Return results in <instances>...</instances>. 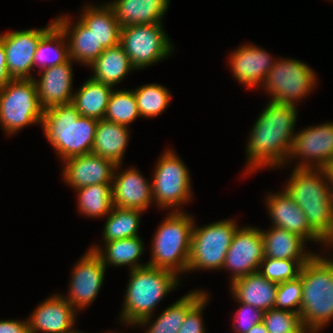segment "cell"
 <instances>
[{"instance_id":"16","label":"cell","mask_w":333,"mask_h":333,"mask_svg":"<svg viewBox=\"0 0 333 333\" xmlns=\"http://www.w3.org/2000/svg\"><path fill=\"white\" fill-rule=\"evenodd\" d=\"M265 197L272 226L295 233L309 242L327 246V242L309 225L306 215L296 202L285 192H268Z\"/></svg>"},{"instance_id":"12","label":"cell","mask_w":333,"mask_h":333,"mask_svg":"<svg viewBox=\"0 0 333 333\" xmlns=\"http://www.w3.org/2000/svg\"><path fill=\"white\" fill-rule=\"evenodd\" d=\"M55 19L45 27L13 30L0 34L6 52L7 71L12 79H33L34 54L40 40L55 26Z\"/></svg>"},{"instance_id":"47","label":"cell","mask_w":333,"mask_h":333,"mask_svg":"<svg viewBox=\"0 0 333 333\" xmlns=\"http://www.w3.org/2000/svg\"><path fill=\"white\" fill-rule=\"evenodd\" d=\"M67 333H86V332H83V331H77L75 329H72L71 331L67 332Z\"/></svg>"},{"instance_id":"29","label":"cell","mask_w":333,"mask_h":333,"mask_svg":"<svg viewBox=\"0 0 333 333\" xmlns=\"http://www.w3.org/2000/svg\"><path fill=\"white\" fill-rule=\"evenodd\" d=\"M103 248L100 245H92L90 250L94 251L101 259L105 267L109 266H129L130 270L147 266L148 264H142L140 256L144 252V243L139 236L124 238L120 240H114L105 242ZM105 247V248H104Z\"/></svg>"},{"instance_id":"25","label":"cell","mask_w":333,"mask_h":333,"mask_svg":"<svg viewBox=\"0 0 333 333\" xmlns=\"http://www.w3.org/2000/svg\"><path fill=\"white\" fill-rule=\"evenodd\" d=\"M78 19L95 34L98 45L104 49L120 44L121 25L108 3L85 5Z\"/></svg>"},{"instance_id":"15","label":"cell","mask_w":333,"mask_h":333,"mask_svg":"<svg viewBox=\"0 0 333 333\" xmlns=\"http://www.w3.org/2000/svg\"><path fill=\"white\" fill-rule=\"evenodd\" d=\"M76 264L72 269L67 295L62 296L78 312L95 301L105 278L106 267L100 257L90 249Z\"/></svg>"},{"instance_id":"11","label":"cell","mask_w":333,"mask_h":333,"mask_svg":"<svg viewBox=\"0 0 333 333\" xmlns=\"http://www.w3.org/2000/svg\"><path fill=\"white\" fill-rule=\"evenodd\" d=\"M171 42L162 23L121 27L120 45L136 70L169 57L175 50Z\"/></svg>"},{"instance_id":"38","label":"cell","mask_w":333,"mask_h":333,"mask_svg":"<svg viewBox=\"0 0 333 333\" xmlns=\"http://www.w3.org/2000/svg\"><path fill=\"white\" fill-rule=\"evenodd\" d=\"M302 291L300 275L295 279L279 283L274 308L300 313Z\"/></svg>"},{"instance_id":"19","label":"cell","mask_w":333,"mask_h":333,"mask_svg":"<svg viewBox=\"0 0 333 333\" xmlns=\"http://www.w3.org/2000/svg\"><path fill=\"white\" fill-rule=\"evenodd\" d=\"M121 164L116 166L112 180L113 206L145 211L153 205L152 182L136 168L118 172Z\"/></svg>"},{"instance_id":"20","label":"cell","mask_w":333,"mask_h":333,"mask_svg":"<svg viewBox=\"0 0 333 333\" xmlns=\"http://www.w3.org/2000/svg\"><path fill=\"white\" fill-rule=\"evenodd\" d=\"M77 311L62 296L42 301L27 318L30 333H67L75 327Z\"/></svg>"},{"instance_id":"41","label":"cell","mask_w":333,"mask_h":333,"mask_svg":"<svg viewBox=\"0 0 333 333\" xmlns=\"http://www.w3.org/2000/svg\"><path fill=\"white\" fill-rule=\"evenodd\" d=\"M209 299L208 292L187 312L178 333H206L203 323V310Z\"/></svg>"},{"instance_id":"10","label":"cell","mask_w":333,"mask_h":333,"mask_svg":"<svg viewBox=\"0 0 333 333\" xmlns=\"http://www.w3.org/2000/svg\"><path fill=\"white\" fill-rule=\"evenodd\" d=\"M317 75L305 62L297 59H276L261 85L271 96L269 101L297 105L317 84Z\"/></svg>"},{"instance_id":"13","label":"cell","mask_w":333,"mask_h":333,"mask_svg":"<svg viewBox=\"0 0 333 333\" xmlns=\"http://www.w3.org/2000/svg\"><path fill=\"white\" fill-rule=\"evenodd\" d=\"M301 158L296 168L322 169L333 160V122L304 128L295 134L288 162Z\"/></svg>"},{"instance_id":"8","label":"cell","mask_w":333,"mask_h":333,"mask_svg":"<svg viewBox=\"0 0 333 333\" xmlns=\"http://www.w3.org/2000/svg\"><path fill=\"white\" fill-rule=\"evenodd\" d=\"M175 153L166 149L156 162L151 181L152 199L158 208L181 211L180 205L189 203L193 192L189 169Z\"/></svg>"},{"instance_id":"34","label":"cell","mask_w":333,"mask_h":333,"mask_svg":"<svg viewBox=\"0 0 333 333\" xmlns=\"http://www.w3.org/2000/svg\"><path fill=\"white\" fill-rule=\"evenodd\" d=\"M66 40L65 34L55 25L38 44L34 54V68L39 66V69L42 70L67 62L69 50Z\"/></svg>"},{"instance_id":"14","label":"cell","mask_w":333,"mask_h":333,"mask_svg":"<svg viewBox=\"0 0 333 333\" xmlns=\"http://www.w3.org/2000/svg\"><path fill=\"white\" fill-rule=\"evenodd\" d=\"M264 258V247L261 229L251 226L238 227L231 245L227 250L222 269L230 270V282L256 273Z\"/></svg>"},{"instance_id":"9","label":"cell","mask_w":333,"mask_h":333,"mask_svg":"<svg viewBox=\"0 0 333 333\" xmlns=\"http://www.w3.org/2000/svg\"><path fill=\"white\" fill-rule=\"evenodd\" d=\"M239 226L233 219H225L196 226L194 223L187 272L221 270L232 237Z\"/></svg>"},{"instance_id":"6","label":"cell","mask_w":333,"mask_h":333,"mask_svg":"<svg viewBox=\"0 0 333 333\" xmlns=\"http://www.w3.org/2000/svg\"><path fill=\"white\" fill-rule=\"evenodd\" d=\"M158 226L147 264L180 276L187 272L194 217L183 211L169 212Z\"/></svg>"},{"instance_id":"23","label":"cell","mask_w":333,"mask_h":333,"mask_svg":"<svg viewBox=\"0 0 333 333\" xmlns=\"http://www.w3.org/2000/svg\"><path fill=\"white\" fill-rule=\"evenodd\" d=\"M231 294L236 302L251 305L264 312L273 309L279 283L256 272L230 282Z\"/></svg>"},{"instance_id":"2","label":"cell","mask_w":333,"mask_h":333,"mask_svg":"<svg viewBox=\"0 0 333 333\" xmlns=\"http://www.w3.org/2000/svg\"><path fill=\"white\" fill-rule=\"evenodd\" d=\"M285 192L306 215L309 225L328 243L333 240V197L323 169L294 168Z\"/></svg>"},{"instance_id":"24","label":"cell","mask_w":333,"mask_h":333,"mask_svg":"<svg viewBox=\"0 0 333 333\" xmlns=\"http://www.w3.org/2000/svg\"><path fill=\"white\" fill-rule=\"evenodd\" d=\"M121 27L162 23L170 0H114L108 3Z\"/></svg>"},{"instance_id":"18","label":"cell","mask_w":333,"mask_h":333,"mask_svg":"<svg viewBox=\"0 0 333 333\" xmlns=\"http://www.w3.org/2000/svg\"><path fill=\"white\" fill-rule=\"evenodd\" d=\"M228 57L235 79L248 89L260 87L276 59L258 45L244 44Z\"/></svg>"},{"instance_id":"37","label":"cell","mask_w":333,"mask_h":333,"mask_svg":"<svg viewBox=\"0 0 333 333\" xmlns=\"http://www.w3.org/2000/svg\"><path fill=\"white\" fill-rule=\"evenodd\" d=\"M307 261L264 257L258 272L270 281L281 283L297 278Z\"/></svg>"},{"instance_id":"39","label":"cell","mask_w":333,"mask_h":333,"mask_svg":"<svg viewBox=\"0 0 333 333\" xmlns=\"http://www.w3.org/2000/svg\"><path fill=\"white\" fill-rule=\"evenodd\" d=\"M262 322L268 333H290L302 324L299 313L275 308L264 312Z\"/></svg>"},{"instance_id":"35","label":"cell","mask_w":333,"mask_h":333,"mask_svg":"<svg viewBox=\"0 0 333 333\" xmlns=\"http://www.w3.org/2000/svg\"><path fill=\"white\" fill-rule=\"evenodd\" d=\"M141 117L154 118L167 109L171 103V92L160 84H143L133 90Z\"/></svg>"},{"instance_id":"5","label":"cell","mask_w":333,"mask_h":333,"mask_svg":"<svg viewBox=\"0 0 333 333\" xmlns=\"http://www.w3.org/2000/svg\"><path fill=\"white\" fill-rule=\"evenodd\" d=\"M328 258L315 253L300 271L301 322L318 333L333 320V259Z\"/></svg>"},{"instance_id":"36","label":"cell","mask_w":333,"mask_h":333,"mask_svg":"<svg viewBox=\"0 0 333 333\" xmlns=\"http://www.w3.org/2000/svg\"><path fill=\"white\" fill-rule=\"evenodd\" d=\"M141 117L133 90H113L108 101L104 119L129 126Z\"/></svg>"},{"instance_id":"32","label":"cell","mask_w":333,"mask_h":333,"mask_svg":"<svg viewBox=\"0 0 333 333\" xmlns=\"http://www.w3.org/2000/svg\"><path fill=\"white\" fill-rule=\"evenodd\" d=\"M143 212L139 209L113 207L105 216L107 219L103 228V241L110 242L139 236L138 230Z\"/></svg>"},{"instance_id":"45","label":"cell","mask_w":333,"mask_h":333,"mask_svg":"<svg viewBox=\"0 0 333 333\" xmlns=\"http://www.w3.org/2000/svg\"><path fill=\"white\" fill-rule=\"evenodd\" d=\"M290 333H318L314 328L302 323L298 328Z\"/></svg>"},{"instance_id":"21","label":"cell","mask_w":333,"mask_h":333,"mask_svg":"<svg viewBox=\"0 0 333 333\" xmlns=\"http://www.w3.org/2000/svg\"><path fill=\"white\" fill-rule=\"evenodd\" d=\"M69 59L64 64L39 70V79L33 78L37 88L38 100L43 110L57 105L72 103L73 63Z\"/></svg>"},{"instance_id":"48","label":"cell","mask_w":333,"mask_h":333,"mask_svg":"<svg viewBox=\"0 0 333 333\" xmlns=\"http://www.w3.org/2000/svg\"><path fill=\"white\" fill-rule=\"evenodd\" d=\"M330 246V248H333V240L332 241H329L328 243H327V248ZM333 258V257H332Z\"/></svg>"},{"instance_id":"22","label":"cell","mask_w":333,"mask_h":333,"mask_svg":"<svg viewBox=\"0 0 333 333\" xmlns=\"http://www.w3.org/2000/svg\"><path fill=\"white\" fill-rule=\"evenodd\" d=\"M70 17L57 16L55 24L68 39L69 59L89 67L105 49L98 45L95 34L88 27L80 20L72 25Z\"/></svg>"},{"instance_id":"40","label":"cell","mask_w":333,"mask_h":333,"mask_svg":"<svg viewBox=\"0 0 333 333\" xmlns=\"http://www.w3.org/2000/svg\"><path fill=\"white\" fill-rule=\"evenodd\" d=\"M241 306L234 314L235 333H247L253 326L263 321L264 311L251 305L238 302Z\"/></svg>"},{"instance_id":"31","label":"cell","mask_w":333,"mask_h":333,"mask_svg":"<svg viewBox=\"0 0 333 333\" xmlns=\"http://www.w3.org/2000/svg\"><path fill=\"white\" fill-rule=\"evenodd\" d=\"M113 87L88 78L73 94L72 104L80 116L104 119Z\"/></svg>"},{"instance_id":"26","label":"cell","mask_w":333,"mask_h":333,"mask_svg":"<svg viewBox=\"0 0 333 333\" xmlns=\"http://www.w3.org/2000/svg\"><path fill=\"white\" fill-rule=\"evenodd\" d=\"M264 257L289 260H309L315 252L306 249L305 239L275 226L262 230Z\"/></svg>"},{"instance_id":"33","label":"cell","mask_w":333,"mask_h":333,"mask_svg":"<svg viewBox=\"0 0 333 333\" xmlns=\"http://www.w3.org/2000/svg\"><path fill=\"white\" fill-rule=\"evenodd\" d=\"M80 214L92 218L108 215L113 206L112 184H95L75 190Z\"/></svg>"},{"instance_id":"46","label":"cell","mask_w":333,"mask_h":333,"mask_svg":"<svg viewBox=\"0 0 333 333\" xmlns=\"http://www.w3.org/2000/svg\"><path fill=\"white\" fill-rule=\"evenodd\" d=\"M247 333H268L263 322H260L253 326Z\"/></svg>"},{"instance_id":"3","label":"cell","mask_w":333,"mask_h":333,"mask_svg":"<svg viewBox=\"0 0 333 333\" xmlns=\"http://www.w3.org/2000/svg\"><path fill=\"white\" fill-rule=\"evenodd\" d=\"M97 123V119L80 116L69 103L44 110L41 127L59 159L64 161L91 153Z\"/></svg>"},{"instance_id":"17","label":"cell","mask_w":333,"mask_h":333,"mask_svg":"<svg viewBox=\"0 0 333 333\" xmlns=\"http://www.w3.org/2000/svg\"><path fill=\"white\" fill-rule=\"evenodd\" d=\"M63 164L62 179L75 190L95 184H112L117 166L92 153L68 158Z\"/></svg>"},{"instance_id":"7","label":"cell","mask_w":333,"mask_h":333,"mask_svg":"<svg viewBox=\"0 0 333 333\" xmlns=\"http://www.w3.org/2000/svg\"><path fill=\"white\" fill-rule=\"evenodd\" d=\"M43 113L34 79H12L0 88V125L8 136L41 125Z\"/></svg>"},{"instance_id":"44","label":"cell","mask_w":333,"mask_h":333,"mask_svg":"<svg viewBox=\"0 0 333 333\" xmlns=\"http://www.w3.org/2000/svg\"><path fill=\"white\" fill-rule=\"evenodd\" d=\"M326 179H327V183H328V187L331 191V195L333 197V160L331 162H329L328 164H326L323 168Z\"/></svg>"},{"instance_id":"42","label":"cell","mask_w":333,"mask_h":333,"mask_svg":"<svg viewBox=\"0 0 333 333\" xmlns=\"http://www.w3.org/2000/svg\"><path fill=\"white\" fill-rule=\"evenodd\" d=\"M0 333H30L27 319L23 320H0Z\"/></svg>"},{"instance_id":"27","label":"cell","mask_w":333,"mask_h":333,"mask_svg":"<svg viewBox=\"0 0 333 333\" xmlns=\"http://www.w3.org/2000/svg\"><path fill=\"white\" fill-rule=\"evenodd\" d=\"M129 127L105 119L98 120L92 154L121 164L130 138Z\"/></svg>"},{"instance_id":"4","label":"cell","mask_w":333,"mask_h":333,"mask_svg":"<svg viewBox=\"0 0 333 333\" xmlns=\"http://www.w3.org/2000/svg\"><path fill=\"white\" fill-rule=\"evenodd\" d=\"M130 271L120 322L136 326L141 320L154 315L160 301L177 289L180 277L174 272L152 266H143Z\"/></svg>"},{"instance_id":"28","label":"cell","mask_w":333,"mask_h":333,"mask_svg":"<svg viewBox=\"0 0 333 333\" xmlns=\"http://www.w3.org/2000/svg\"><path fill=\"white\" fill-rule=\"evenodd\" d=\"M207 293L204 290H193L179 298L171 306L163 310L157 319H151L152 316L141 320L135 327L149 328L145 333H178L182 326L187 312Z\"/></svg>"},{"instance_id":"1","label":"cell","mask_w":333,"mask_h":333,"mask_svg":"<svg viewBox=\"0 0 333 333\" xmlns=\"http://www.w3.org/2000/svg\"><path fill=\"white\" fill-rule=\"evenodd\" d=\"M297 108L290 104L268 102L250 132L247 146L246 174L264 168H281L288 157L297 121Z\"/></svg>"},{"instance_id":"30","label":"cell","mask_w":333,"mask_h":333,"mask_svg":"<svg viewBox=\"0 0 333 333\" xmlns=\"http://www.w3.org/2000/svg\"><path fill=\"white\" fill-rule=\"evenodd\" d=\"M89 68L94 72L91 79L113 88L121 83L128 73L136 70L120 44L105 49Z\"/></svg>"},{"instance_id":"43","label":"cell","mask_w":333,"mask_h":333,"mask_svg":"<svg viewBox=\"0 0 333 333\" xmlns=\"http://www.w3.org/2000/svg\"><path fill=\"white\" fill-rule=\"evenodd\" d=\"M12 78L7 71L6 52L3 41L0 39V88H3Z\"/></svg>"}]
</instances>
